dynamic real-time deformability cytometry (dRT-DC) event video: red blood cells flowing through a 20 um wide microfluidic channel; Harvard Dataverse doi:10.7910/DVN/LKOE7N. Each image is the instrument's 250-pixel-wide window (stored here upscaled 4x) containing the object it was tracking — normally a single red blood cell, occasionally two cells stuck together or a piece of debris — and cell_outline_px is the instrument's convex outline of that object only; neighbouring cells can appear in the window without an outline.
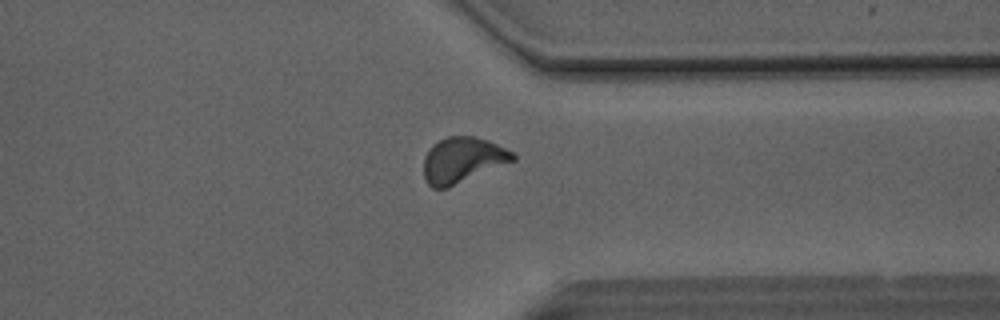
{"species": "Egyptian fruit bat (a non-hibernating species)", "species_latin": "Rousettus aegyptiacus", "temperature_condition": "room temperature", "stored_images_in_passage": 46, "camera_frame_rate_fps": 3000, "um_per_image_px": 0.085, "animal": {"sex": "male"}, "frame": {"image": 1, "passage_image": 35, "time_ms": 11.333, "image_size_px": [1000, 320], "cell_outline_px": [[516, 160], [448, 188], [432, 188], [428, 184], [424, 176], [424, 156], [432, 144], [448, 136], [472, 136], [488, 140], [512, 152], [516, 156]], "centroid_in_image_um": [39.3, 13.61], "position_along_channel_um": 372.1, "area_um2": 23.64}}
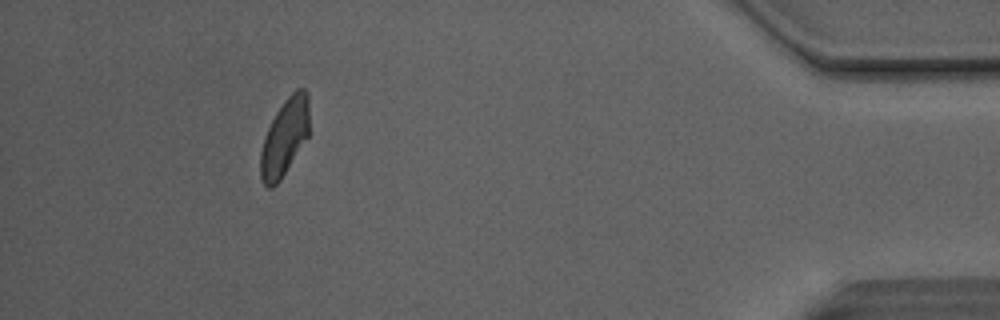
{"frame": {"image": 2, "passage_image": 42, "time_ms": 13.667, "image_size_px": [1000, 320], "cell_outline_px": [[308, 136], [280, 180], [272, 188], [268, 188], [264, 184], [260, 176], [260, 152], [264, 136], [276, 112], [284, 100], [296, 88], [304, 88], [308, 92]], "centroid_in_image_um": [24.18, 11.66], "position_along_channel_um": 411.0, "area_um2": 21.73}, "authors_computed_cell_mechanics": {"area_um2": 23.0622, "velocity_mm_per_s": 4.1126, "shape_relaxation_time_tau1_ms": 5.8451, "shape_relaxation_time_tau2_ms": 3.2063, "deformation_change_tau1": 0.1608, "deformation_change_tau2": 0.0926}}